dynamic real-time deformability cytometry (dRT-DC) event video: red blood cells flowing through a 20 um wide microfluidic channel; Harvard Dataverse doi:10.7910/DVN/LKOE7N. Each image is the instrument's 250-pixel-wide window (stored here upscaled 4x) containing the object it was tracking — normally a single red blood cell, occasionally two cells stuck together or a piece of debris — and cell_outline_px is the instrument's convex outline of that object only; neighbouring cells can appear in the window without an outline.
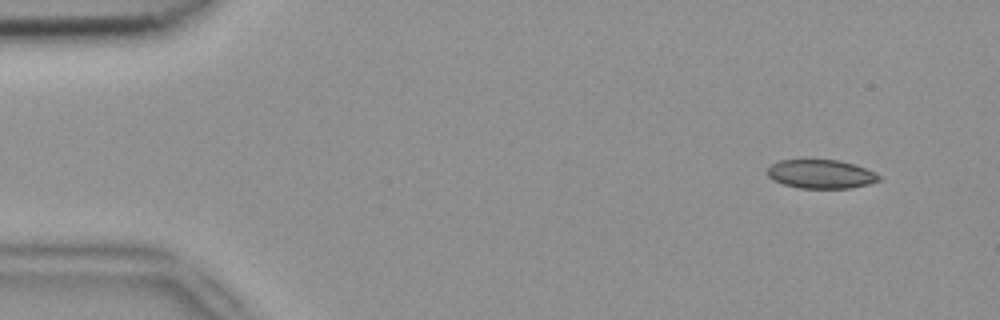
{"species": "common noctule bat (a hibernating species)", "species_latin": "Nyctalus noctula", "temperature_condition": "room temperature", "stored_images_in_passage": 4, "camera_frame_rate_fps": 3000, "um_per_image_px": 0.085, "animal": {"sex": "female", "body_mass_g": 18.4}, "frame": {"image": 1, "passage_image": 1, "time_ms": 0.0, "image_size_px": [1000, 320], "cell_outline_px": [[880, 180], [868, 184], [852, 188], [796, 188], [772, 180], [768, 176], [768, 168], [772, 164], [780, 160], [836, 160], [852, 164], [864, 168], [880, 176]], "centroid_in_image_um": [69.74, 14.81], "position_along_channel_um": 15.3, "area_um2": 18.5}}
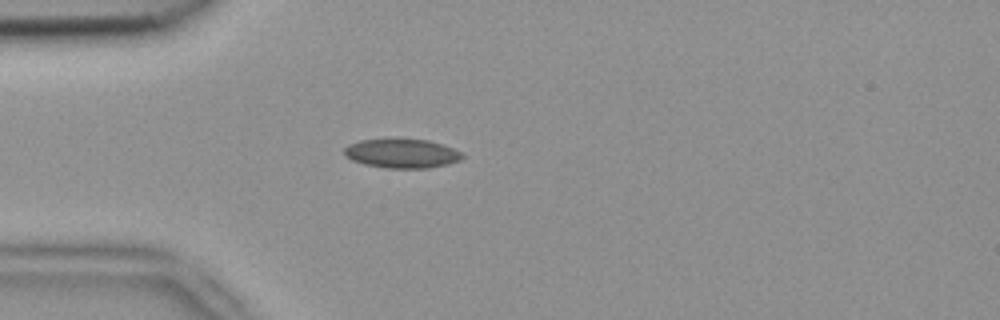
{"frame": {"image": 2, "passage_image": 4, "time_ms": 1.0, "image_size_px": [1000, 320], "cell_outline_px": [[464, 156], [460, 160], [448, 164], [428, 168], [388, 168], [364, 164], [352, 160], [344, 156], [344, 148], [348, 144], [360, 140], [392, 136], [396, 136], [428, 140], [444, 144], [460, 152]], "centroid_in_image_um": [34.12, 12.99], "position_along_channel_um": 50.9, "area_um2": 20.87}}